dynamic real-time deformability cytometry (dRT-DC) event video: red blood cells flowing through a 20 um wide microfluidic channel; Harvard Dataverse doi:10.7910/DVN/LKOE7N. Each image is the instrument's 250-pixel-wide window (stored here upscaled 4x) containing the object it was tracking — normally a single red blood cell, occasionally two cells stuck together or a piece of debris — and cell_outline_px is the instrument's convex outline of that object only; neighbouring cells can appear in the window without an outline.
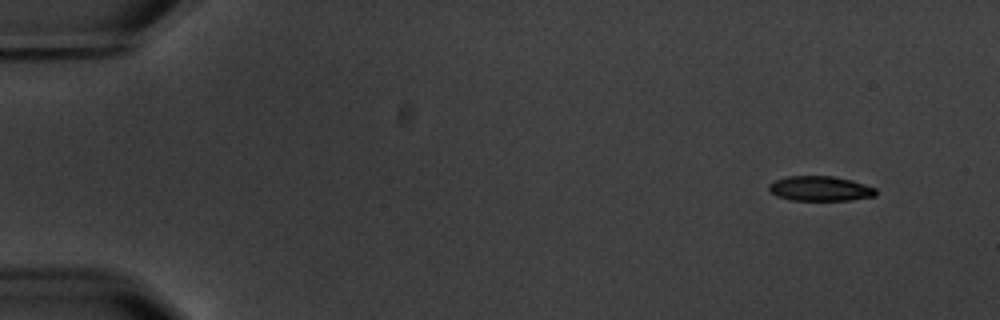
{"species": "common noctule bat (a hibernating species)", "species_latin": "Nyctalus noctula", "temperature_condition": "warm", "stored_images_in_passage": 5, "camera_frame_rate_fps": 3000, "um_per_image_px": 0.085, "animal": {"sex": "male", "body_mass_g": 20.1, "forearm_length_mm": 53.5}, "frame": {"image": 1, "passage_image": 1, "time_ms": 0.0, "image_size_px": [1000, 320], "cell_outline_px": [[876, 196], [852, 200], [792, 200], [776, 196], [768, 188], [768, 184], [776, 180], [788, 176], [832, 176], [852, 180], [876, 188]], "centroid_in_image_um": [69.73, 16.03], "position_along_channel_um": 15.3, "area_um2": 15.49}}